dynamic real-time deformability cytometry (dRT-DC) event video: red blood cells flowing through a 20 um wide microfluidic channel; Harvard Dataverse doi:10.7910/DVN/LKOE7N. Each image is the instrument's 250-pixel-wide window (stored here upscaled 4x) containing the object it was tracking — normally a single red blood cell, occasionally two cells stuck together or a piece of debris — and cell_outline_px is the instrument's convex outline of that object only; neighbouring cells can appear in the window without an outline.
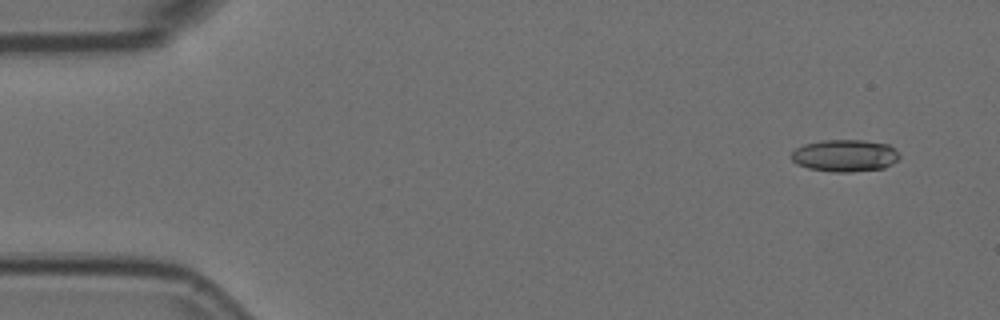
{"species": "Egyptian fruit bat (a non-hibernating species)", "species_latin": "Rousettus aegyptiacus", "temperature_condition": "room temperature", "stored_images_in_passage": 4, "camera_frame_rate_fps": 3000, "um_per_image_px": 0.085, "animal": {"sex": "female"}, "frame": {"image": 1, "passage_image": 2, "time_ms": 0.333, "image_size_px": [1000, 320], "cell_outline_px": [[900, 156], [892, 164], [884, 168], [848, 172], [832, 172], [808, 168], [796, 164], [792, 160], [792, 152], [796, 148], [804, 144], [824, 140], [864, 140], [888, 144]], "centroid_in_image_um": [71.79, 13.23], "position_along_channel_um": 13.2, "area_um2": 20.11}}